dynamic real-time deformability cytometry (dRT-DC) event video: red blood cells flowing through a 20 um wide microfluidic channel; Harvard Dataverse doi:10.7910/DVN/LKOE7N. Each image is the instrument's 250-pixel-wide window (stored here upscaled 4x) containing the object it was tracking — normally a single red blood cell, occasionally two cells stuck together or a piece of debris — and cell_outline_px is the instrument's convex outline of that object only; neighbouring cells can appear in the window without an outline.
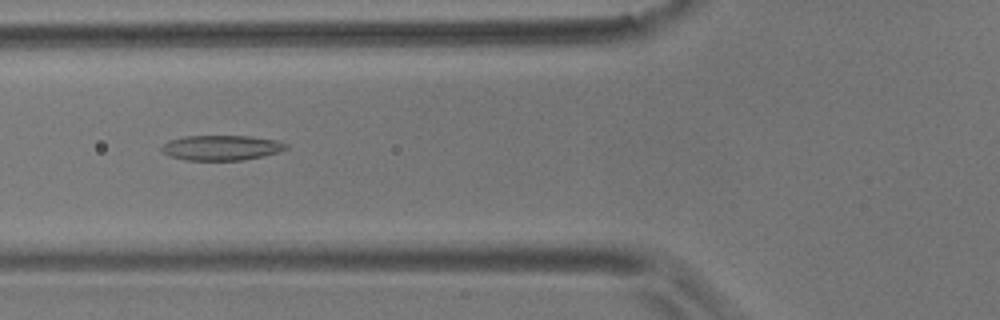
{"species": "common noctule bat (a hibernating species)", "species_latin": "Nyctalus noctula", "temperature_condition": "room temperature", "stored_images_in_passage": 48, "camera_frame_rate_fps": 3000, "um_per_image_px": 0.085, "animal": {"sex": "male", "body_mass_g": 17.9}, "frame": {"image": 1, "passage_image": 13, "time_ms": 4.0, "image_size_px": [1000, 320], "cell_outline_px": [[288, 148], [280, 152], [264, 156], [244, 160], [184, 160], [168, 156], [160, 152], [160, 148], [168, 140], [184, 136], [252, 136], [276, 140], [288, 144]], "centroid_in_image_um": [18.8, 12.56], "position_along_channel_um": 107.0, "area_um2": 18.5}}
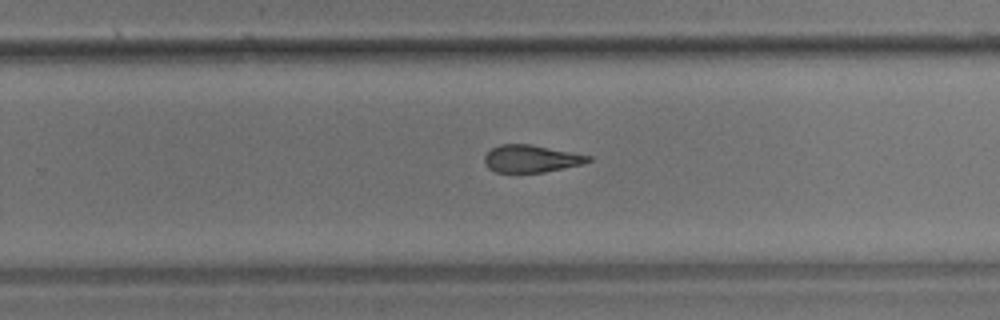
{"frame": {"image": 2, "passage_image": 28, "time_ms": 9.0, "image_size_px": [1000, 320], "cell_outline_px": [[592, 160], [580, 164], [544, 172], [496, 172], [488, 168], [484, 164], [484, 156], [492, 148], [500, 144], [528, 144], [592, 156]], "centroid_in_image_um": [45.1, 13.49], "position_along_channel_um": 284.7, "area_um2": 16.3}}
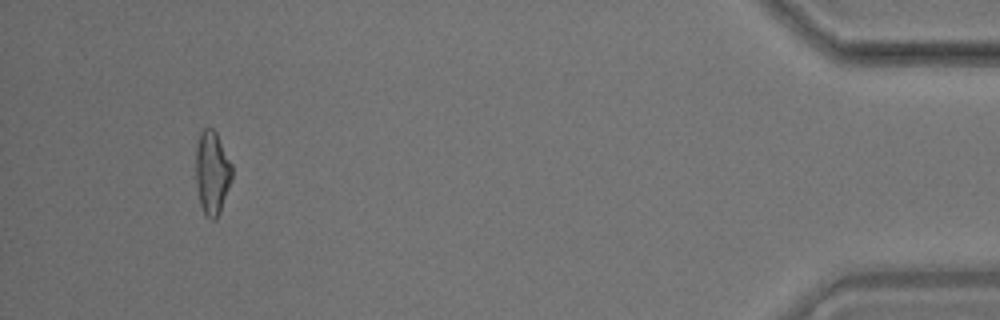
{"frame": {"image": 3, "passage_image": 45, "time_ms": 14.667, "image_size_px": [1000, 320], "cell_outline_px": [[232, 180], [220, 212], [216, 220], [212, 220], [204, 216], [200, 204], [196, 184], [196, 148], [200, 132], [204, 128], [212, 128], [216, 132], [232, 164]], "centroid_in_image_um": [18.03, 14.71], "position_along_channel_um": 417.2, "area_um2": 17.8}, "authors_computed_cell_mechanics": {"area_um2": 17.8024, "velocity_mm_per_s": 3.5547, "shape_relaxation_time_tau1_ms": null, "shape_relaxation_time_tau2_ms": 4.8859, "deformation_change_tau1": null, "deformation_change_tau2": 0.1529}}